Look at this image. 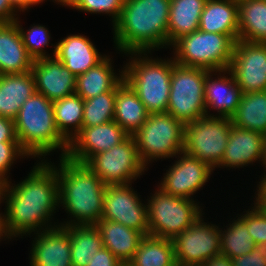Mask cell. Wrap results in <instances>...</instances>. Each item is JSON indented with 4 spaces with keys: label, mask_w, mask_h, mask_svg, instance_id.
<instances>
[{
    "label": "cell",
    "mask_w": 266,
    "mask_h": 266,
    "mask_svg": "<svg viewBox=\"0 0 266 266\" xmlns=\"http://www.w3.org/2000/svg\"><path fill=\"white\" fill-rule=\"evenodd\" d=\"M35 92L31 71L0 75V116L15 120L23 103Z\"/></svg>",
    "instance_id": "cb8c5ba5"
},
{
    "label": "cell",
    "mask_w": 266,
    "mask_h": 266,
    "mask_svg": "<svg viewBox=\"0 0 266 266\" xmlns=\"http://www.w3.org/2000/svg\"><path fill=\"white\" fill-rule=\"evenodd\" d=\"M175 157L180 159L170 166L158 186L169 195L194 200L192 196L203 189L214 169L183 151Z\"/></svg>",
    "instance_id": "9a60e30c"
},
{
    "label": "cell",
    "mask_w": 266,
    "mask_h": 266,
    "mask_svg": "<svg viewBox=\"0 0 266 266\" xmlns=\"http://www.w3.org/2000/svg\"><path fill=\"white\" fill-rule=\"evenodd\" d=\"M231 261L233 266H266V243L256 244L249 253Z\"/></svg>",
    "instance_id": "ab89813d"
},
{
    "label": "cell",
    "mask_w": 266,
    "mask_h": 266,
    "mask_svg": "<svg viewBox=\"0 0 266 266\" xmlns=\"http://www.w3.org/2000/svg\"><path fill=\"white\" fill-rule=\"evenodd\" d=\"M59 160V168L52 164L59 181V204L71 218L59 226L95 225L102 219L106 185L86 164L67 156Z\"/></svg>",
    "instance_id": "3957f363"
},
{
    "label": "cell",
    "mask_w": 266,
    "mask_h": 266,
    "mask_svg": "<svg viewBox=\"0 0 266 266\" xmlns=\"http://www.w3.org/2000/svg\"><path fill=\"white\" fill-rule=\"evenodd\" d=\"M86 165L107 185H126L143 174L146 167L138 156L134 137L94 155Z\"/></svg>",
    "instance_id": "8fae6325"
},
{
    "label": "cell",
    "mask_w": 266,
    "mask_h": 266,
    "mask_svg": "<svg viewBox=\"0 0 266 266\" xmlns=\"http://www.w3.org/2000/svg\"><path fill=\"white\" fill-rule=\"evenodd\" d=\"M137 93L124 80L115 90L114 121L129 135H133L149 116Z\"/></svg>",
    "instance_id": "4316f807"
},
{
    "label": "cell",
    "mask_w": 266,
    "mask_h": 266,
    "mask_svg": "<svg viewBox=\"0 0 266 266\" xmlns=\"http://www.w3.org/2000/svg\"><path fill=\"white\" fill-rule=\"evenodd\" d=\"M95 226L107 248L125 266L132 259L144 235L137 230L111 220L101 219Z\"/></svg>",
    "instance_id": "d4e9b609"
},
{
    "label": "cell",
    "mask_w": 266,
    "mask_h": 266,
    "mask_svg": "<svg viewBox=\"0 0 266 266\" xmlns=\"http://www.w3.org/2000/svg\"><path fill=\"white\" fill-rule=\"evenodd\" d=\"M234 44L228 35L197 30L177 39L171 47L176 64L219 71L229 69Z\"/></svg>",
    "instance_id": "8992f818"
},
{
    "label": "cell",
    "mask_w": 266,
    "mask_h": 266,
    "mask_svg": "<svg viewBox=\"0 0 266 266\" xmlns=\"http://www.w3.org/2000/svg\"><path fill=\"white\" fill-rule=\"evenodd\" d=\"M229 70L242 93L266 90V43L237 40Z\"/></svg>",
    "instance_id": "5bb4252c"
},
{
    "label": "cell",
    "mask_w": 266,
    "mask_h": 266,
    "mask_svg": "<svg viewBox=\"0 0 266 266\" xmlns=\"http://www.w3.org/2000/svg\"><path fill=\"white\" fill-rule=\"evenodd\" d=\"M19 9L10 0H0V23L14 22Z\"/></svg>",
    "instance_id": "7bdbcfd3"
},
{
    "label": "cell",
    "mask_w": 266,
    "mask_h": 266,
    "mask_svg": "<svg viewBox=\"0 0 266 266\" xmlns=\"http://www.w3.org/2000/svg\"><path fill=\"white\" fill-rule=\"evenodd\" d=\"M149 53H127L131 54L129 56L131 61L123 67L124 80L137 93L149 113H165L168 108L172 66L175 61L171 57L168 60L152 59L147 55Z\"/></svg>",
    "instance_id": "5b68a950"
},
{
    "label": "cell",
    "mask_w": 266,
    "mask_h": 266,
    "mask_svg": "<svg viewBox=\"0 0 266 266\" xmlns=\"http://www.w3.org/2000/svg\"><path fill=\"white\" fill-rule=\"evenodd\" d=\"M69 230L72 266H86L103 247L102 237L95 225L65 226Z\"/></svg>",
    "instance_id": "1f68e13d"
},
{
    "label": "cell",
    "mask_w": 266,
    "mask_h": 266,
    "mask_svg": "<svg viewBox=\"0 0 266 266\" xmlns=\"http://www.w3.org/2000/svg\"><path fill=\"white\" fill-rule=\"evenodd\" d=\"M83 110L84 100L77 94L53 101L56 127L69 143L82 129Z\"/></svg>",
    "instance_id": "d6a6232c"
},
{
    "label": "cell",
    "mask_w": 266,
    "mask_h": 266,
    "mask_svg": "<svg viewBox=\"0 0 266 266\" xmlns=\"http://www.w3.org/2000/svg\"><path fill=\"white\" fill-rule=\"evenodd\" d=\"M207 0H170L168 46L199 30L200 16Z\"/></svg>",
    "instance_id": "83f0119b"
},
{
    "label": "cell",
    "mask_w": 266,
    "mask_h": 266,
    "mask_svg": "<svg viewBox=\"0 0 266 266\" xmlns=\"http://www.w3.org/2000/svg\"><path fill=\"white\" fill-rule=\"evenodd\" d=\"M40 1L43 2L45 0H40ZM52 1L66 7L72 2V0H52Z\"/></svg>",
    "instance_id": "681fc988"
},
{
    "label": "cell",
    "mask_w": 266,
    "mask_h": 266,
    "mask_svg": "<svg viewBox=\"0 0 266 266\" xmlns=\"http://www.w3.org/2000/svg\"><path fill=\"white\" fill-rule=\"evenodd\" d=\"M202 216L172 239L179 266H201L209 258L221 254L220 228L204 222Z\"/></svg>",
    "instance_id": "7c38bea8"
},
{
    "label": "cell",
    "mask_w": 266,
    "mask_h": 266,
    "mask_svg": "<svg viewBox=\"0 0 266 266\" xmlns=\"http://www.w3.org/2000/svg\"><path fill=\"white\" fill-rule=\"evenodd\" d=\"M19 10L27 11L33 5L42 3L40 0H10Z\"/></svg>",
    "instance_id": "f6af8a7d"
},
{
    "label": "cell",
    "mask_w": 266,
    "mask_h": 266,
    "mask_svg": "<svg viewBox=\"0 0 266 266\" xmlns=\"http://www.w3.org/2000/svg\"><path fill=\"white\" fill-rule=\"evenodd\" d=\"M33 63L18 25L15 22L0 23V75L31 71Z\"/></svg>",
    "instance_id": "7402d4cb"
},
{
    "label": "cell",
    "mask_w": 266,
    "mask_h": 266,
    "mask_svg": "<svg viewBox=\"0 0 266 266\" xmlns=\"http://www.w3.org/2000/svg\"><path fill=\"white\" fill-rule=\"evenodd\" d=\"M175 263L171 239L145 235L126 266H173Z\"/></svg>",
    "instance_id": "4dcf8cb0"
},
{
    "label": "cell",
    "mask_w": 266,
    "mask_h": 266,
    "mask_svg": "<svg viewBox=\"0 0 266 266\" xmlns=\"http://www.w3.org/2000/svg\"><path fill=\"white\" fill-rule=\"evenodd\" d=\"M4 236L3 225H2V213H0V239Z\"/></svg>",
    "instance_id": "f907efd6"
},
{
    "label": "cell",
    "mask_w": 266,
    "mask_h": 266,
    "mask_svg": "<svg viewBox=\"0 0 266 266\" xmlns=\"http://www.w3.org/2000/svg\"><path fill=\"white\" fill-rule=\"evenodd\" d=\"M129 134L114 120L92 127H82L69 143L67 157L86 164L94 155L119 145Z\"/></svg>",
    "instance_id": "2e32d148"
},
{
    "label": "cell",
    "mask_w": 266,
    "mask_h": 266,
    "mask_svg": "<svg viewBox=\"0 0 266 266\" xmlns=\"http://www.w3.org/2000/svg\"><path fill=\"white\" fill-rule=\"evenodd\" d=\"M147 200L148 235L155 237L172 240L204 214L196 201L169 195L159 186Z\"/></svg>",
    "instance_id": "ba28073f"
},
{
    "label": "cell",
    "mask_w": 266,
    "mask_h": 266,
    "mask_svg": "<svg viewBox=\"0 0 266 266\" xmlns=\"http://www.w3.org/2000/svg\"><path fill=\"white\" fill-rule=\"evenodd\" d=\"M255 197H266V178L257 186Z\"/></svg>",
    "instance_id": "bcb514c9"
},
{
    "label": "cell",
    "mask_w": 266,
    "mask_h": 266,
    "mask_svg": "<svg viewBox=\"0 0 266 266\" xmlns=\"http://www.w3.org/2000/svg\"><path fill=\"white\" fill-rule=\"evenodd\" d=\"M0 142H18L14 120L0 116Z\"/></svg>",
    "instance_id": "b9f144b4"
},
{
    "label": "cell",
    "mask_w": 266,
    "mask_h": 266,
    "mask_svg": "<svg viewBox=\"0 0 266 266\" xmlns=\"http://www.w3.org/2000/svg\"><path fill=\"white\" fill-rule=\"evenodd\" d=\"M206 76L205 69L175 63L172 66L171 90L166 112L184 125L206 116Z\"/></svg>",
    "instance_id": "9c48e42d"
},
{
    "label": "cell",
    "mask_w": 266,
    "mask_h": 266,
    "mask_svg": "<svg viewBox=\"0 0 266 266\" xmlns=\"http://www.w3.org/2000/svg\"><path fill=\"white\" fill-rule=\"evenodd\" d=\"M231 126L230 118L207 115L185 124L183 152L215 170L224 156Z\"/></svg>",
    "instance_id": "30bf717a"
},
{
    "label": "cell",
    "mask_w": 266,
    "mask_h": 266,
    "mask_svg": "<svg viewBox=\"0 0 266 266\" xmlns=\"http://www.w3.org/2000/svg\"><path fill=\"white\" fill-rule=\"evenodd\" d=\"M264 140L265 135L260 132L232 125L224 156L217 168L226 166L233 169L246 167L256 161L263 162Z\"/></svg>",
    "instance_id": "ffe728a7"
},
{
    "label": "cell",
    "mask_w": 266,
    "mask_h": 266,
    "mask_svg": "<svg viewBox=\"0 0 266 266\" xmlns=\"http://www.w3.org/2000/svg\"><path fill=\"white\" fill-rule=\"evenodd\" d=\"M219 75L213 79L212 75ZM221 73L223 75H221ZM229 74L228 76L225 74ZM242 91L237 85L235 78L229 69L219 71H208L205 79V105L207 116L227 117L235 113L242 95ZM216 110L218 114L208 113V110Z\"/></svg>",
    "instance_id": "d6986e66"
},
{
    "label": "cell",
    "mask_w": 266,
    "mask_h": 266,
    "mask_svg": "<svg viewBox=\"0 0 266 266\" xmlns=\"http://www.w3.org/2000/svg\"><path fill=\"white\" fill-rule=\"evenodd\" d=\"M232 221L226 225V230H220L221 254L230 259L249 253L256 245L248 233L246 221L241 216Z\"/></svg>",
    "instance_id": "836d02e7"
},
{
    "label": "cell",
    "mask_w": 266,
    "mask_h": 266,
    "mask_svg": "<svg viewBox=\"0 0 266 266\" xmlns=\"http://www.w3.org/2000/svg\"><path fill=\"white\" fill-rule=\"evenodd\" d=\"M199 30L228 35L239 40L237 0H207L200 16Z\"/></svg>",
    "instance_id": "603a6c76"
},
{
    "label": "cell",
    "mask_w": 266,
    "mask_h": 266,
    "mask_svg": "<svg viewBox=\"0 0 266 266\" xmlns=\"http://www.w3.org/2000/svg\"><path fill=\"white\" fill-rule=\"evenodd\" d=\"M86 266H125L115 255L107 248L102 247L91 258Z\"/></svg>",
    "instance_id": "60d3db41"
},
{
    "label": "cell",
    "mask_w": 266,
    "mask_h": 266,
    "mask_svg": "<svg viewBox=\"0 0 266 266\" xmlns=\"http://www.w3.org/2000/svg\"><path fill=\"white\" fill-rule=\"evenodd\" d=\"M25 156L29 157L19 142H0V185L10 182L8 171L16 159Z\"/></svg>",
    "instance_id": "f35d334b"
},
{
    "label": "cell",
    "mask_w": 266,
    "mask_h": 266,
    "mask_svg": "<svg viewBox=\"0 0 266 266\" xmlns=\"http://www.w3.org/2000/svg\"><path fill=\"white\" fill-rule=\"evenodd\" d=\"M112 61L109 56H106L97 65L77 76L75 94L86 100L116 90L124 81V69L117 76L112 67Z\"/></svg>",
    "instance_id": "484cf974"
},
{
    "label": "cell",
    "mask_w": 266,
    "mask_h": 266,
    "mask_svg": "<svg viewBox=\"0 0 266 266\" xmlns=\"http://www.w3.org/2000/svg\"><path fill=\"white\" fill-rule=\"evenodd\" d=\"M261 165L265 166L266 168V135H265V140H264V154H263V162L261 163ZM264 177H261V181L259 182V184L266 178V174L264 172Z\"/></svg>",
    "instance_id": "c3c4849f"
},
{
    "label": "cell",
    "mask_w": 266,
    "mask_h": 266,
    "mask_svg": "<svg viewBox=\"0 0 266 266\" xmlns=\"http://www.w3.org/2000/svg\"><path fill=\"white\" fill-rule=\"evenodd\" d=\"M14 22L18 25L27 52L34 60L52 57L46 54L44 50V46H49L51 36L45 26L34 25L28 31H25L21 27L22 25L19 24L20 21L18 18Z\"/></svg>",
    "instance_id": "d590c367"
},
{
    "label": "cell",
    "mask_w": 266,
    "mask_h": 266,
    "mask_svg": "<svg viewBox=\"0 0 266 266\" xmlns=\"http://www.w3.org/2000/svg\"><path fill=\"white\" fill-rule=\"evenodd\" d=\"M185 125L171 114L150 113L146 122L132 135L138 156L147 166L159 159L173 158L183 151Z\"/></svg>",
    "instance_id": "52a82bcc"
},
{
    "label": "cell",
    "mask_w": 266,
    "mask_h": 266,
    "mask_svg": "<svg viewBox=\"0 0 266 266\" xmlns=\"http://www.w3.org/2000/svg\"><path fill=\"white\" fill-rule=\"evenodd\" d=\"M255 203L263 210L266 214V197H255Z\"/></svg>",
    "instance_id": "7dc6e473"
},
{
    "label": "cell",
    "mask_w": 266,
    "mask_h": 266,
    "mask_svg": "<svg viewBox=\"0 0 266 266\" xmlns=\"http://www.w3.org/2000/svg\"><path fill=\"white\" fill-rule=\"evenodd\" d=\"M230 119L238 128L266 135V90L243 93Z\"/></svg>",
    "instance_id": "f546056e"
},
{
    "label": "cell",
    "mask_w": 266,
    "mask_h": 266,
    "mask_svg": "<svg viewBox=\"0 0 266 266\" xmlns=\"http://www.w3.org/2000/svg\"><path fill=\"white\" fill-rule=\"evenodd\" d=\"M125 0H72L68 5L78 11L94 14H109L113 24L118 20Z\"/></svg>",
    "instance_id": "8d00e7d4"
},
{
    "label": "cell",
    "mask_w": 266,
    "mask_h": 266,
    "mask_svg": "<svg viewBox=\"0 0 266 266\" xmlns=\"http://www.w3.org/2000/svg\"><path fill=\"white\" fill-rule=\"evenodd\" d=\"M10 184L0 185V204L5 200L7 204L2 214L4 238L11 240L59 226L50 222L60 207L59 181L52 162H38L27 178Z\"/></svg>",
    "instance_id": "6da1fadb"
},
{
    "label": "cell",
    "mask_w": 266,
    "mask_h": 266,
    "mask_svg": "<svg viewBox=\"0 0 266 266\" xmlns=\"http://www.w3.org/2000/svg\"><path fill=\"white\" fill-rule=\"evenodd\" d=\"M31 73L36 92L52 102L75 94L76 76L55 57L34 60Z\"/></svg>",
    "instance_id": "e0dca14e"
},
{
    "label": "cell",
    "mask_w": 266,
    "mask_h": 266,
    "mask_svg": "<svg viewBox=\"0 0 266 266\" xmlns=\"http://www.w3.org/2000/svg\"><path fill=\"white\" fill-rule=\"evenodd\" d=\"M169 13L170 0H125L112 28L116 49L127 54L168 47Z\"/></svg>",
    "instance_id": "7a4b0ae2"
},
{
    "label": "cell",
    "mask_w": 266,
    "mask_h": 266,
    "mask_svg": "<svg viewBox=\"0 0 266 266\" xmlns=\"http://www.w3.org/2000/svg\"><path fill=\"white\" fill-rule=\"evenodd\" d=\"M131 185L105 186L102 219L121 223L145 236L149 233L148 205L140 201Z\"/></svg>",
    "instance_id": "4fadbf2b"
},
{
    "label": "cell",
    "mask_w": 266,
    "mask_h": 266,
    "mask_svg": "<svg viewBox=\"0 0 266 266\" xmlns=\"http://www.w3.org/2000/svg\"><path fill=\"white\" fill-rule=\"evenodd\" d=\"M239 40L266 43V1L237 0Z\"/></svg>",
    "instance_id": "f1b7e54d"
},
{
    "label": "cell",
    "mask_w": 266,
    "mask_h": 266,
    "mask_svg": "<svg viewBox=\"0 0 266 266\" xmlns=\"http://www.w3.org/2000/svg\"><path fill=\"white\" fill-rule=\"evenodd\" d=\"M30 251V266H72L69 230L56 226L39 233Z\"/></svg>",
    "instance_id": "ac0fdd59"
},
{
    "label": "cell",
    "mask_w": 266,
    "mask_h": 266,
    "mask_svg": "<svg viewBox=\"0 0 266 266\" xmlns=\"http://www.w3.org/2000/svg\"><path fill=\"white\" fill-rule=\"evenodd\" d=\"M52 57L68 68L74 76L85 73L101 62L106 55L100 54L87 36L74 34L61 39L54 45Z\"/></svg>",
    "instance_id": "44dd1931"
},
{
    "label": "cell",
    "mask_w": 266,
    "mask_h": 266,
    "mask_svg": "<svg viewBox=\"0 0 266 266\" xmlns=\"http://www.w3.org/2000/svg\"><path fill=\"white\" fill-rule=\"evenodd\" d=\"M246 214L239 215L246 221L248 233L256 244L266 243V214L254 203L251 211H244Z\"/></svg>",
    "instance_id": "74e56055"
},
{
    "label": "cell",
    "mask_w": 266,
    "mask_h": 266,
    "mask_svg": "<svg viewBox=\"0 0 266 266\" xmlns=\"http://www.w3.org/2000/svg\"><path fill=\"white\" fill-rule=\"evenodd\" d=\"M201 266H233V264L228 256L220 254L209 258Z\"/></svg>",
    "instance_id": "ee69618b"
},
{
    "label": "cell",
    "mask_w": 266,
    "mask_h": 266,
    "mask_svg": "<svg viewBox=\"0 0 266 266\" xmlns=\"http://www.w3.org/2000/svg\"><path fill=\"white\" fill-rule=\"evenodd\" d=\"M14 125L20 147L32 158H44L56 149L62 150L61 157L67 155L69 142L56 127L53 102L43 94L35 92L23 103Z\"/></svg>",
    "instance_id": "277c9868"
},
{
    "label": "cell",
    "mask_w": 266,
    "mask_h": 266,
    "mask_svg": "<svg viewBox=\"0 0 266 266\" xmlns=\"http://www.w3.org/2000/svg\"><path fill=\"white\" fill-rule=\"evenodd\" d=\"M115 90L84 100L82 127H92L114 120Z\"/></svg>",
    "instance_id": "e575fe53"
}]
</instances>
